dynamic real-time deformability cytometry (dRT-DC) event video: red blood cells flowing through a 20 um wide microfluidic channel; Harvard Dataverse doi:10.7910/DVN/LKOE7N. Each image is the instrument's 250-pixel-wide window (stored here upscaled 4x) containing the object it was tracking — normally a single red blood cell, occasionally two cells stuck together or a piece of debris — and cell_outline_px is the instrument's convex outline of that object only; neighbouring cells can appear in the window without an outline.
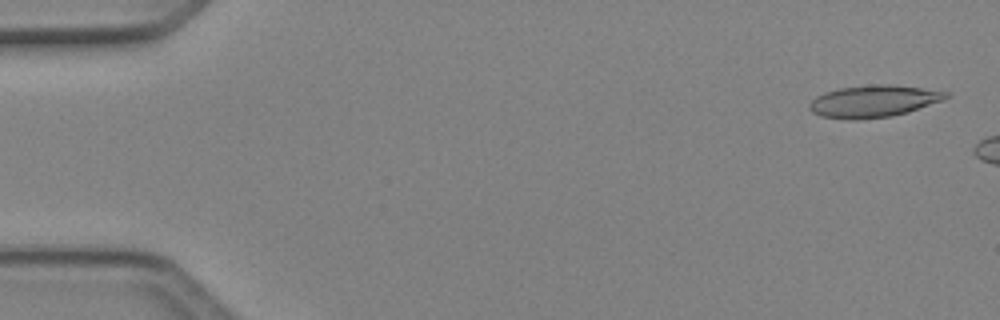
{"species": "Egyptian fruit bat (a non-hibernating species)", "species_latin": "Rousettus aegyptiacus", "temperature_condition": "cold", "stored_images_in_passage": 3, "camera_frame_rate_fps": 3000, "um_per_image_px": 0.085, "animal": {"sex": "female"}, "frame": {"image": 1, "passage_image": 1, "time_ms": 0.0, "image_size_px": [1000, 320], "cell_outline_px": [[952, 96], [944, 100], [908, 112], [892, 116], [856, 120], [852, 120], [820, 116], [812, 112], [808, 108], [808, 104], [816, 96], [824, 92], [840, 88], [872, 84], [892, 84], [948, 92]], "centroid_in_image_um": [74.25, 8.6], "position_along_channel_um": 10.8, "area_um2": 25.66}}